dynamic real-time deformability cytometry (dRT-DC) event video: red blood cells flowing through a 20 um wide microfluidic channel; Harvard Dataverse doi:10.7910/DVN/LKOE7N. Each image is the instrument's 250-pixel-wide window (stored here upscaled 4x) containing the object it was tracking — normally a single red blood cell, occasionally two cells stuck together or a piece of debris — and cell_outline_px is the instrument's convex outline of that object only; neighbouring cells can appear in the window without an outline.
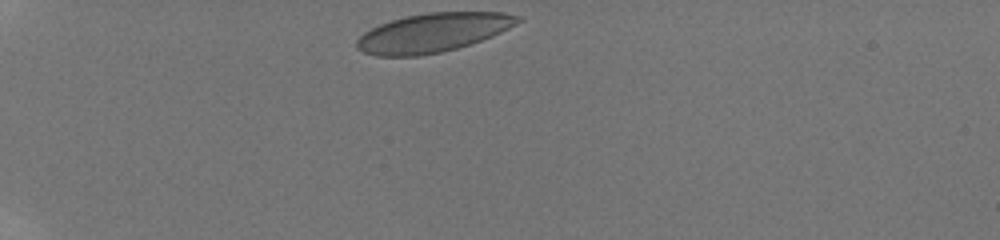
{"species": "human", "species_latin": "Homo sapiens", "temperature_condition": "room temperature", "stored_images_in_passage": 35, "camera_frame_rate_fps": 3000, "um_per_image_px": 0.085, "donor": {"sex": "male"}, "frame": {"image": 1, "passage_image": 1, "time_ms": 0.0, "image_size_px": [1000, 240], "cell_outline_px": [[524, 20], [492, 36], [456, 48], [440, 52], [420, 56], [376, 56], [364, 52], [356, 48], [356, 40], [364, 32], [380, 24], [392, 20], [408, 16], [428, 12], [504, 12], [524, 16]], "centroid_in_image_um": [36.82, 2.77], "position_along_channel_um": 48.2, "area_um2": 36.41}}
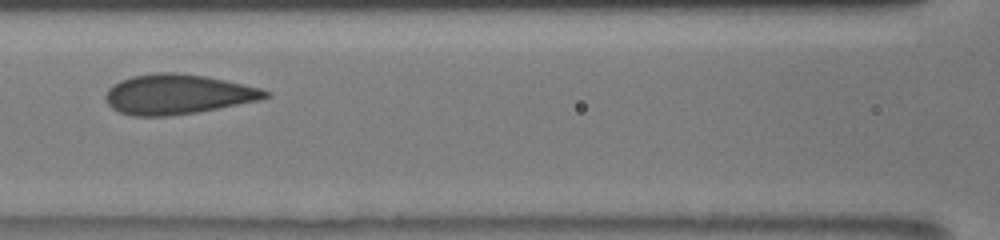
{"frame": {"image": 2, "passage_image": 13, "time_ms": 4.0, "image_size_px": [1000, 240], "cell_outline_px": [[272, 96], [260, 100], [196, 112], [168, 116], [132, 116], [120, 112], [112, 108], [108, 104], [104, 96], [108, 88], [112, 84], [120, 80], [132, 76], [156, 72], [176, 72], [208, 76], [244, 84], [260, 88], [272, 92]], "centroid_in_image_um": [15.1, 8.0], "position_along_channel_um": 151.5, "area_um2": 37.4}}
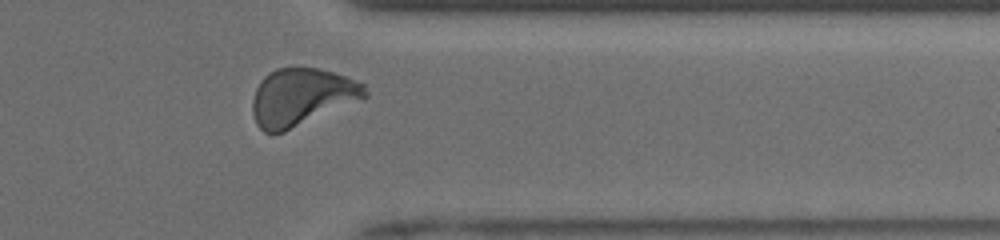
{"frame": {"image": 3, "passage_image": 31, "time_ms": 10.0, "image_size_px": [1000, 240], "cell_outline_px": [[368, 96], [284, 132], [264, 132], [256, 124], [252, 112], [252, 100], [256, 88], [260, 80], [268, 72], [276, 68], [316, 68], [332, 72], [344, 76], [364, 84], [368, 92]], "centroid_in_image_um": [25.6, 8.24], "position_along_channel_um": 385.8, "area_um2": 37.22}, "authors_computed_cell_mechanics": {"area_um2": 36.7608, "velocity_mm_per_s": 3.9233, "shape_relaxation_time_tau1_ms": 3.8071, "shape_relaxation_time_tau2_ms": null, "deformation_change_tau1": 0.1185, "deformation_change_tau2": null}}